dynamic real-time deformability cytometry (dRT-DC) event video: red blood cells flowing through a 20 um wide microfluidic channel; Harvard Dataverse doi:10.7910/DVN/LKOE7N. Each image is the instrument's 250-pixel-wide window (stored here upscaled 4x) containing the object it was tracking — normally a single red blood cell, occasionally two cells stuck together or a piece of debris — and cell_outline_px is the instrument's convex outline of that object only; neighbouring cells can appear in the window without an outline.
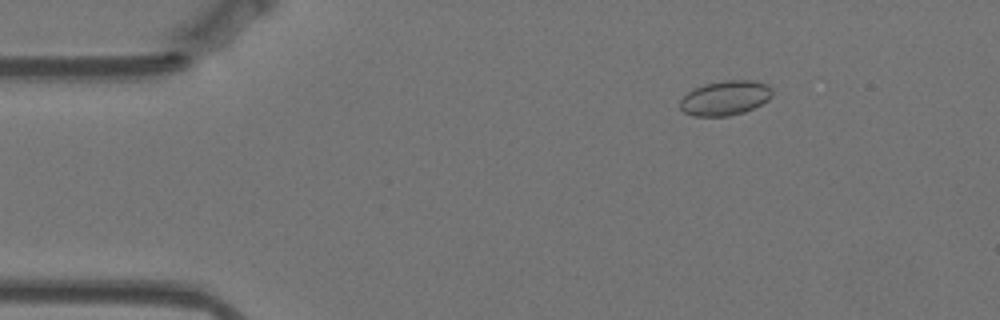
{"species": "Egyptian fruit bat (a non-hibernating species)", "species_latin": "Rousettus aegyptiacus", "temperature_condition": "warm", "stored_images_in_passage": 36, "camera_frame_rate_fps": 3000, "um_per_image_px": 0.085, "animal": {"sex": "female"}, "frame": {"image": 1, "passage_image": 9, "time_ms": 2.667, "image_size_px": [1000, 320], "cell_outline_px": [[772, 96], [768, 100], [744, 112], [728, 116], [692, 116], [684, 112], [680, 108], [680, 100], [692, 88], [704, 84], [724, 80], [752, 80], [768, 84], [772, 88]], "centroid_in_image_um": [61.63, 8.32], "position_along_channel_um": 23.4, "area_um2": 18.73}}
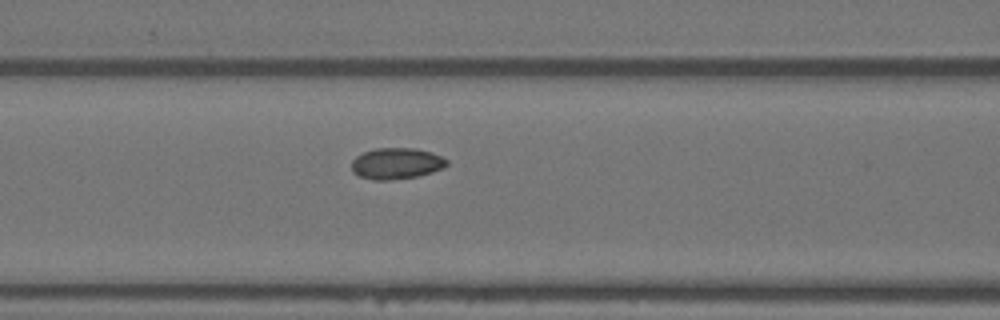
{"frame": {"image": 2, "passage_image": 24, "time_ms": 7.667, "image_size_px": [1000, 320], "cell_outline_px": [[448, 164], [444, 168], [432, 172], [416, 176], [392, 180], [372, 180], [356, 176], [352, 172], [352, 160], [356, 156], [364, 152], [376, 148], [416, 148], [432, 152], [448, 160]], "centroid_in_image_um": [33.68, 13.9], "position_along_channel_um": 132.9, "area_um2": 17.51}}
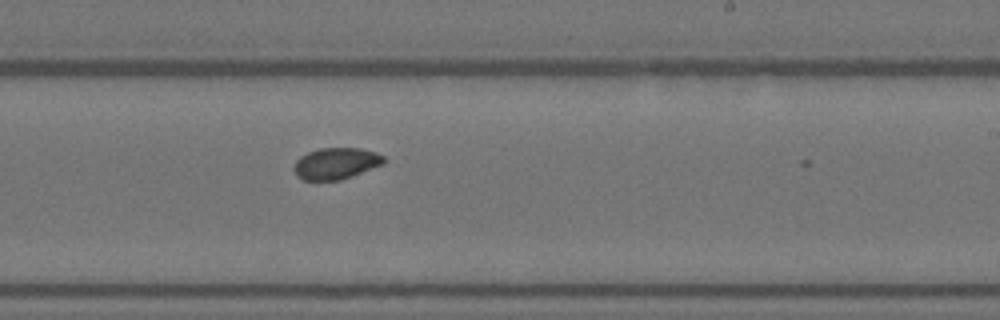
{"frame": {"image": 3, "passage_image": 35, "time_ms": 11.333, "image_size_px": [1000, 320], "cell_outline_px": [[384, 164], [352, 176], [340, 180], [304, 180], [296, 176], [292, 168], [296, 160], [300, 156], [308, 152], [320, 148], [360, 148], [376, 152], [384, 156]], "centroid_in_image_um": [28.54, 13.89], "position_along_channel_um": 260.5, "area_um2": 16.59}}